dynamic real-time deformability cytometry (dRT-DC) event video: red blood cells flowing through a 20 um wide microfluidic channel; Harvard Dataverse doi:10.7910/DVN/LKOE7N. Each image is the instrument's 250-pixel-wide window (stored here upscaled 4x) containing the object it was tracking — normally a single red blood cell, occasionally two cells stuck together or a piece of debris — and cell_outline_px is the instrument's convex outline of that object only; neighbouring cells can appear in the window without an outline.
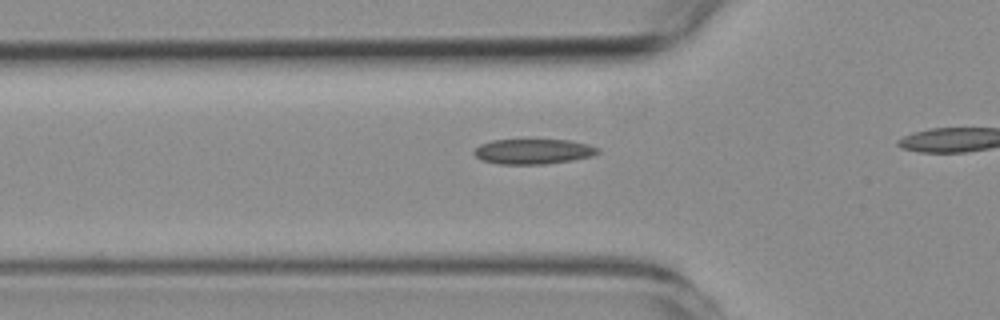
{"species": "common noctule bat (a hibernating species)", "species_latin": "Nyctalus noctula", "temperature_condition": "room temperature", "stored_images_in_passage": 25, "camera_frame_rate_fps": 3000, "um_per_image_px": 0.085, "animal": {"sex": "female", "body_mass_g": 19.3, "forearm_length_mm": 54.1}, "frame": {"image": 1, "passage_image": 9, "time_ms": 2.667, "image_size_px": [1000, 320], "cell_outline_px": [[600, 152], [592, 156], [572, 160], [544, 164], [500, 164], [480, 160], [472, 152], [480, 144], [492, 140], [524, 136], [568, 140], [588, 144], [600, 148]], "centroid_in_image_um": [45.3, 12.81], "position_along_channel_um": 80.5, "area_um2": 19.25}}
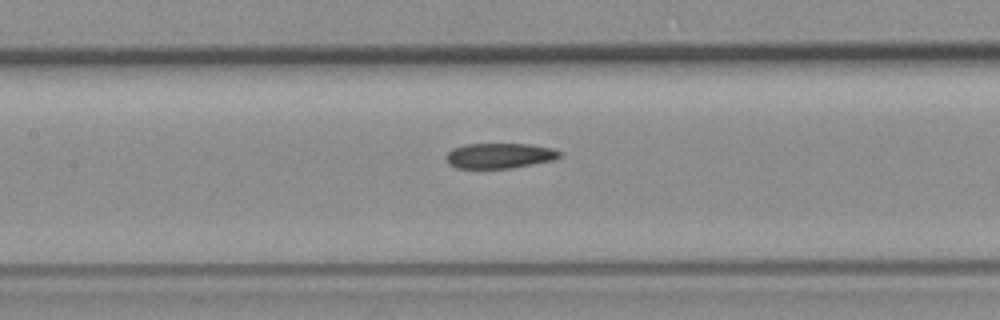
{"frame": {"image": 2, "passage_image": 16, "time_ms": 5.0, "image_size_px": [1000, 320], "cell_outline_px": [[564, 156], [556, 160], [512, 168], [456, 168], [448, 164], [448, 152], [452, 148], [464, 144], [528, 144], [552, 148], [564, 152]], "centroid_in_image_um": [42.55, 13.23], "position_along_channel_um": 164.9, "area_um2": 16.94}}
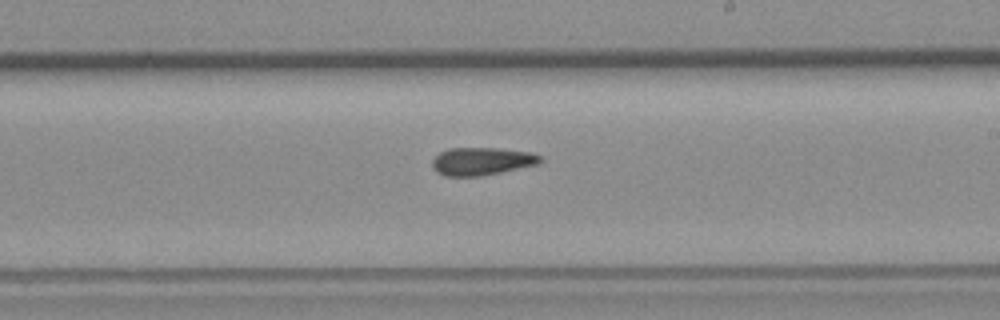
{"frame": {"image": 3, "passage_image": 23, "time_ms": 7.333, "image_size_px": [1000, 320], "cell_outline_px": [[544, 160], [540, 164], [480, 176], [444, 176], [436, 172], [432, 168], [432, 160], [440, 152], [448, 148], [496, 148], [532, 152], [540, 156]], "centroid_in_image_um": [40.95, 13.71], "position_along_channel_um": 248.0, "area_um2": 17.63}}